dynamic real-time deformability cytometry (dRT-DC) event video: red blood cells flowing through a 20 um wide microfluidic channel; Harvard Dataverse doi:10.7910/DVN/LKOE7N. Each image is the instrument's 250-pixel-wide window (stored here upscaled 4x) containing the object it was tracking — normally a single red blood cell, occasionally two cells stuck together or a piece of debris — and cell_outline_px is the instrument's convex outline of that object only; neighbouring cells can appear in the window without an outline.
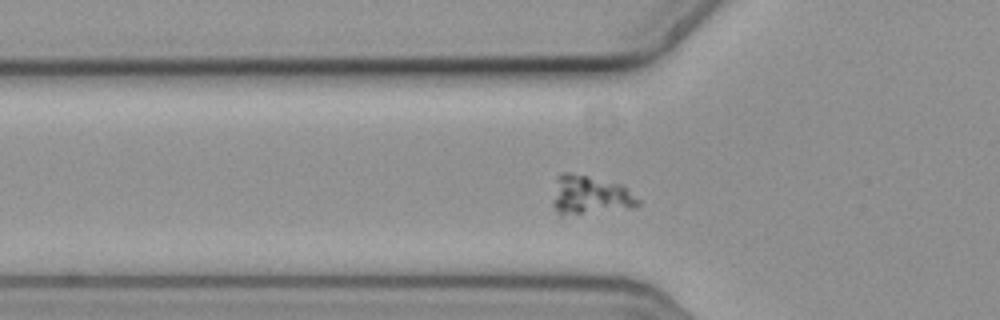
{"species": "common noctule bat (a hibernating species)", "species_latin": "Nyctalus noctula", "temperature_condition": "cold", "stored_images_in_passage": 51, "camera_frame_rate_fps": 3000, "um_per_image_px": 0.085, "animal": {"sex": "female", "body_mass_g": 19.3, "forearm_length_mm": 54.1}, "frame": {"image": 1, "passage_image": 12, "time_ms": 3.667, "image_size_px": [1000, 320], "cell_outline_px": [[640, 204], [632, 208], [560, 216], [556, 212], [552, 204], [552, 200], [556, 176], [564, 172], [572, 172], [620, 184], [640, 200]], "centroid_in_image_um": [50.09, 16.59], "position_along_channel_um": 75.7, "area_um2": 19.48}}
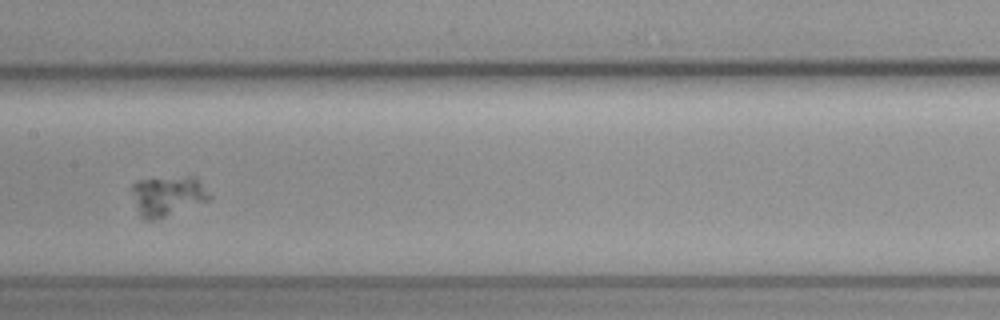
{"frame": {"image": 2, "passage_image": 22, "time_ms": 7.0, "image_size_px": [1000, 320], "cell_outline_px": [[212, 196], [208, 200], [164, 216], [152, 220], [144, 220], [140, 216], [132, 192], [132, 184], [136, 180], [188, 176], [196, 176]], "centroid_in_image_um": [14.25, 16.62], "position_along_channel_um": 193.2, "area_um2": 17.74}}
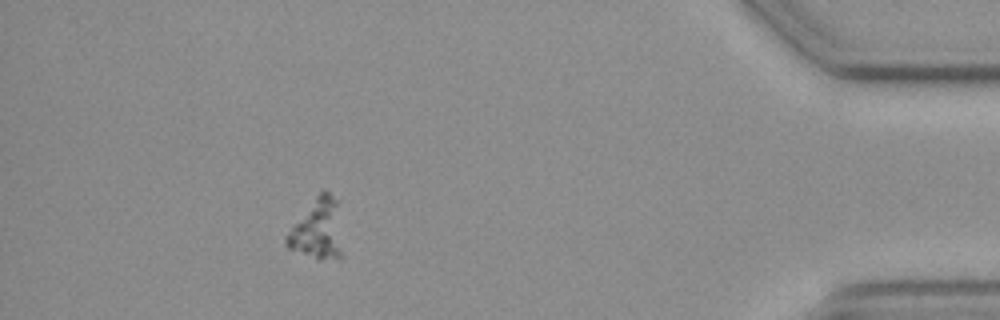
{"frame": {"image": 3, "passage_image": 45, "time_ms": 14.667, "image_size_px": [1000, 320], "cell_outline_px": [[344, 256], [340, 260], [320, 260], [288, 248], [284, 244], [284, 236], [316, 196], [320, 192], [328, 192], [340, 200]], "centroid_in_image_um": [27.08, 19.53], "position_along_channel_um": 408.1, "area_um2": 20.63}}